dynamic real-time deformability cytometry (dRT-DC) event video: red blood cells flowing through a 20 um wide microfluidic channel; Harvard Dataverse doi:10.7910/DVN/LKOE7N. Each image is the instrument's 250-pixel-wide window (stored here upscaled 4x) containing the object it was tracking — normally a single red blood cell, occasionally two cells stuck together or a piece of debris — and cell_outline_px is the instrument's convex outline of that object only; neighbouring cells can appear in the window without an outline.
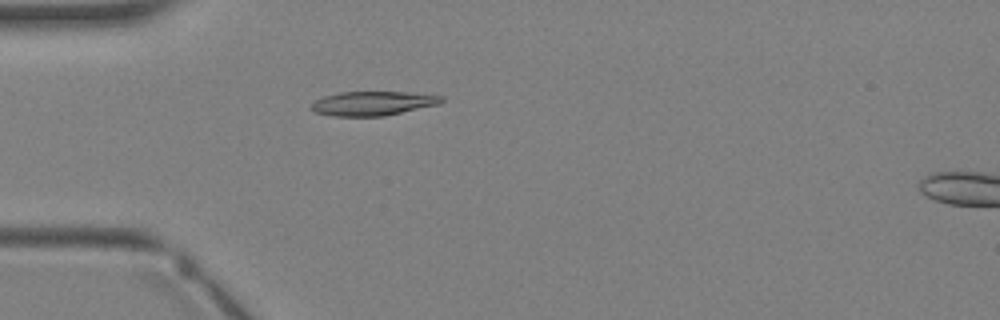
{"species": "Egyptian fruit bat (a non-hibernating species)", "species_latin": "Rousettus aegyptiacus", "temperature_condition": "warm", "stored_images_in_passage": 4, "segment_of_instrument_passage": [1, 2], "camera_frame_rate_fps": 3000, "um_per_image_px": 0.085, "animal": {"sex": "female"}, "frame": {"image": 1, "passage_image": 3, "time_ms": 3.0, "image_size_px": [1000, 320], "cell_outline_px": [[444, 100], [440, 104], [384, 116], [332, 116], [312, 112], [308, 108], [316, 100], [324, 96], [340, 92], [408, 92], [444, 96]], "centroid_in_image_um": [31.67, 8.79], "position_along_channel_um": 53.3, "area_um2": 18.5}}